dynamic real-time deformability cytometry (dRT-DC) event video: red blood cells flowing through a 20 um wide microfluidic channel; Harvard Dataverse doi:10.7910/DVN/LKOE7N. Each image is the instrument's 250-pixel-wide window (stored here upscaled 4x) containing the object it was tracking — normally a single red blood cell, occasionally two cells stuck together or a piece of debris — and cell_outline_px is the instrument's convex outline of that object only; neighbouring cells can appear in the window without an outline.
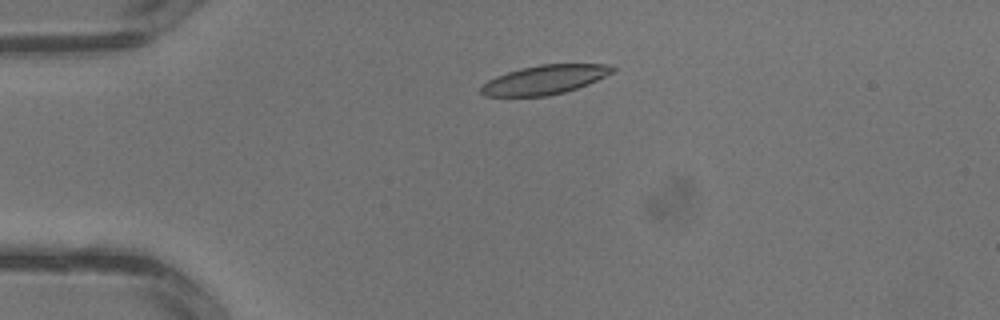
{"species": "common noctule bat (a hibernating species)", "species_latin": "Nyctalus noctula", "temperature_condition": "warm", "stored_images_in_passage": 1, "camera_frame_rate_fps": 3000, "um_per_image_px": 0.085, "animal": {"sex": "male", "body_mass_g": 13.3}, "frame": {"image": 1, "passage_image": 1, "time_ms": 0.0, "image_size_px": [1000, 320], "cell_outline_px": [[616, 68], [612, 72], [588, 84], [564, 92], [548, 96], [484, 96], [480, 92], [480, 88], [488, 80], [496, 76], [520, 68], [540, 64], [608, 64]], "centroid_in_image_um": [46.27, 6.77], "position_along_channel_um": 38.7, "area_um2": 22.14}}